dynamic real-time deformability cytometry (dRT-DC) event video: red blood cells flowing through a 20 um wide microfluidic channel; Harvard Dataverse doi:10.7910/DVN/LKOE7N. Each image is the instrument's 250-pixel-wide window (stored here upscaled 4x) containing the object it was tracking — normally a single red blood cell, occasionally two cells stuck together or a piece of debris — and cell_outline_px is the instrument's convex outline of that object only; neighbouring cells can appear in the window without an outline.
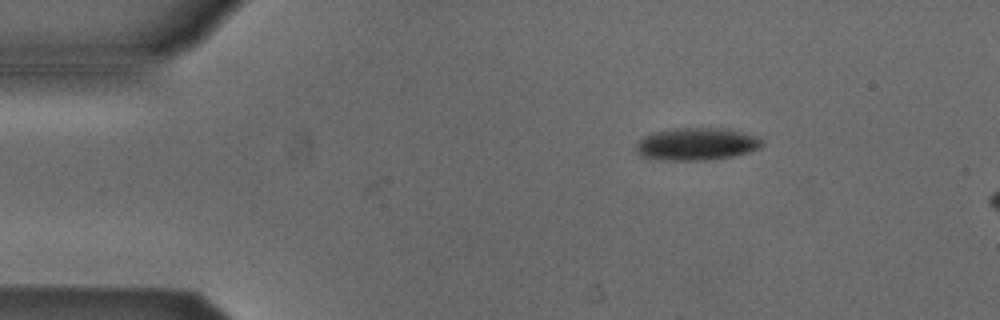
{"species": "Egyptian fruit bat (a non-hibernating species)", "species_latin": "Rousettus aegyptiacus", "temperature_condition": "cold", "stored_images_in_passage": 3, "camera_frame_rate_fps": 3000, "um_per_image_px": 0.085, "animal": {"sex": "male"}, "frame": {"image": 1, "passage_image": 1, "time_ms": 0.0, "image_size_px": [1000, 320], "cell_outline_px": [[764, 144], [760, 148], [748, 152], [732, 156], [708, 160], [656, 160], [640, 156], [636, 152], [636, 144], [644, 136], [656, 132], [676, 128], [728, 128], [760, 136], [764, 140]], "centroid_in_image_um": [59.25, 12.24], "position_along_channel_um": 25.7, "area_um2": 24.16}}